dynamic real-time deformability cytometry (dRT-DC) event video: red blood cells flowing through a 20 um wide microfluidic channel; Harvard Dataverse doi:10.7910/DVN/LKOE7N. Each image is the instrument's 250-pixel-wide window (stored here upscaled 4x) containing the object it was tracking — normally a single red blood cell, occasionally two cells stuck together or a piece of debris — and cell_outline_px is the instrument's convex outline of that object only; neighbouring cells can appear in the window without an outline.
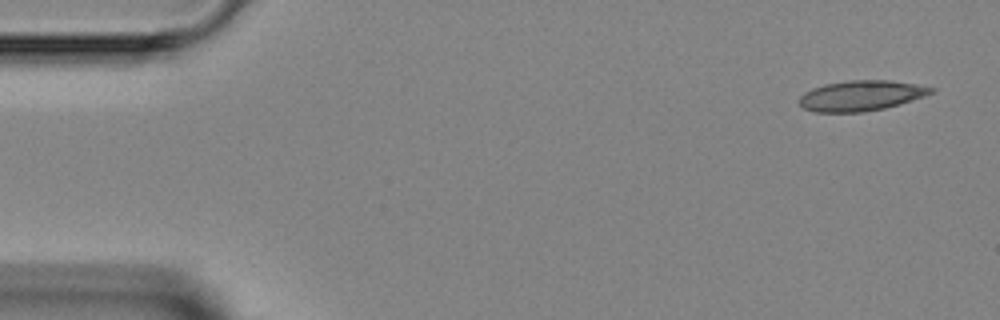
{"species": "Egyptian fruit bat (a non-hibernating species)", "species_latin": "Rousettus aegyptiacus", "temperature_condition": "room temperature", "stored_images_in_passage": 4, "camera_frame_rate_fps": 3000, "um_per_image_px": 0.085, "animal": {"sex": "female"}, "frame": {"image": 1, "passage_image": 1, "time_ms": 0.0, "image_size_px": [1000, 320], "cell_outline_px": [[936, 92], [900, 104], [884, 108], [864, 112], [816, 112], [804, 108], [800, 104], [800, 96], [804, 92], [812, 88], [824, 84], [852, 80], [888, 80], [916, 84], [936, 88]], "centroid_in_image_um": [73.22, 8.13], "position_along_channel_um": 11.8, "area_um2": 23.29}}
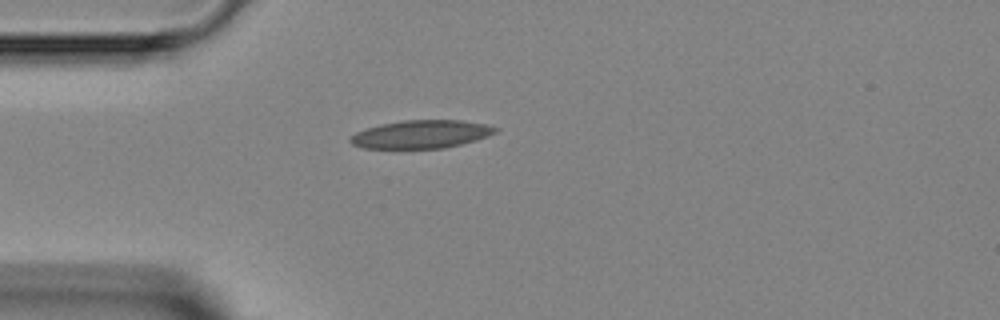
{"frame": {"image": 2, "passage_image": 4, "time_ms": 3.333, "image_size_px": [1000, 320], "cell_outline_px": [[500, 128], [496, 132], [488, 136], [476, 140], [444, 148], [364, 148], [352, 144], [348, 140], [356, 132], [380, 124], [404, 120], [460, 120], [488, 124]], "centroid_in_image_um": [35.84, 11.4], "position_along_channel_um": 49.2, "area_um2": 23.7}}